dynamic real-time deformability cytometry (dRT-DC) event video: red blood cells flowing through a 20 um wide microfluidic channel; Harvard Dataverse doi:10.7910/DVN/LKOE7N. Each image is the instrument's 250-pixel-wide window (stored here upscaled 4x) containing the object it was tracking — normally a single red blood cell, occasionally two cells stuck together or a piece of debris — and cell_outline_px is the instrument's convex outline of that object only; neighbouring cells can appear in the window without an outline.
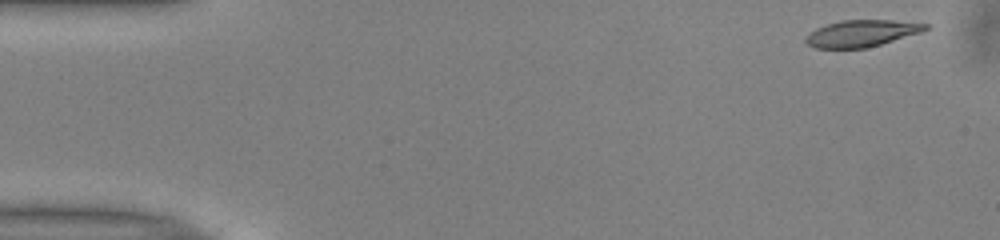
{"species": "common noctule bat (a hibernating species)", "species_latin": "Nyctalus noctula", "temperature_condition": "warm", "stored_images_in_passage": 7, "camera_frame_rate_fps": 3000, "um_per_image_px": 0.085, "animal": {"sex": "male", "body_mass_g": 13.0, "forearm_length_mm": 53.1}, "frame": {"image": 1, "passage_image": 1, "time_ms": 0.0, "image_size_px": [1000, 240], "cell_outline_px": [[928, 28], [920, 32], [880, 44], [864, 48], [816, 48], [808, 44], [804, 40], [804, 36], [816, 28], [840, 20], [892, 20], [928, 24]], "centroid_in_image_um": [73.18, 2.83], "position_along_channel_um": 11.8, "area_um2": 18.38}}